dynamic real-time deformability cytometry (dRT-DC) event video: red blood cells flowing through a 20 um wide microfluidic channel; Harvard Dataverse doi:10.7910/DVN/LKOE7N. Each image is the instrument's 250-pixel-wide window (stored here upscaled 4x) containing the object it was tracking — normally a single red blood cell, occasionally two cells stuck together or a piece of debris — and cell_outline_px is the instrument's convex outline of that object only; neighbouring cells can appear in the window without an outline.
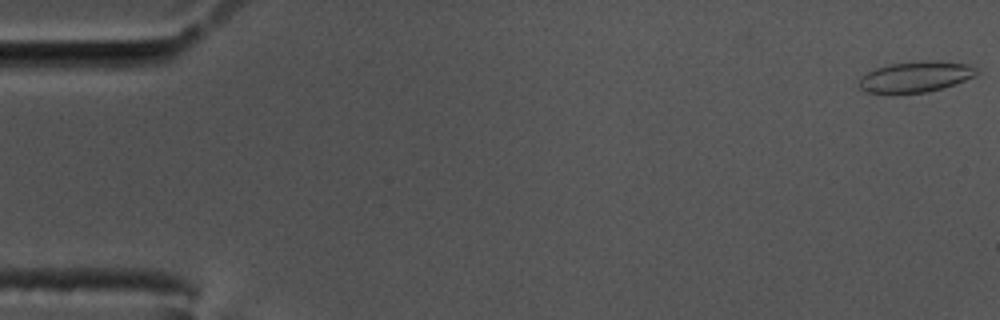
{"species": "common noctule bat (a hibernating species)", "species_latin": "Nyctalus noctula", "temperature_condition": "cold", "stored_images_in_passage": 58, "camera_frame_rate_fps": 3000, "um_per_image_px": 0.085, "animal": {"sex": "male", "body_mass_g": 17.5, "forearm_length_mm": 52.3}, "frame": {"image": 1, "passage_image": 1, "time_ms": 0.0, "image_size_px": [1000, 320], "cell_outline_px": [[980, 68], [976, 76], [956, 84], [924, 92], [892, 96], [868, 92], [860, 88], [860, 80], [868, 72], [876, 68], [892, 64], [924, 60], [940, 60], [964, 64]], "centroid_in_image_um": [77.85, 6.55], "position_along_channel_um": 7.1, "area_um2": 21.5}}
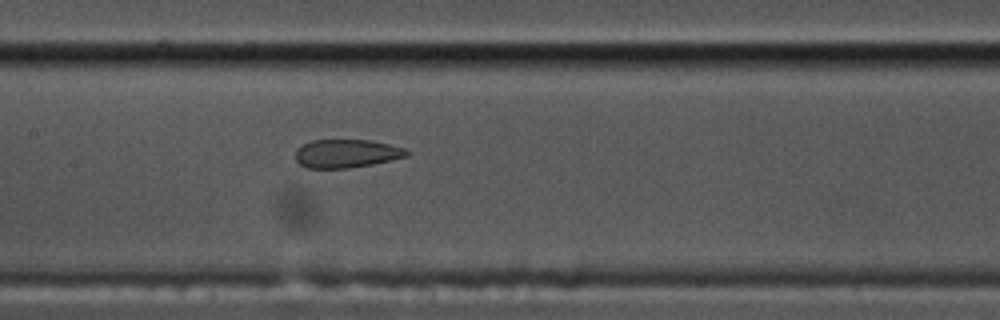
{"frame": {"image": 2, "passage_image": 28, "time_ms": 9.0, "image_size_px": [1000, 320], "cell_outline_px": [[408, 156], [372, 164], [348, 168], [304, 168], [296, 160], [296, 148], [312, 140], [368, 140], [388, 144], [404, 148], [408, 152]], "centroid_in_image_um": [29.41, 13.05], "position_along_channel_um": 178.0, "area_um2": 18.26}}
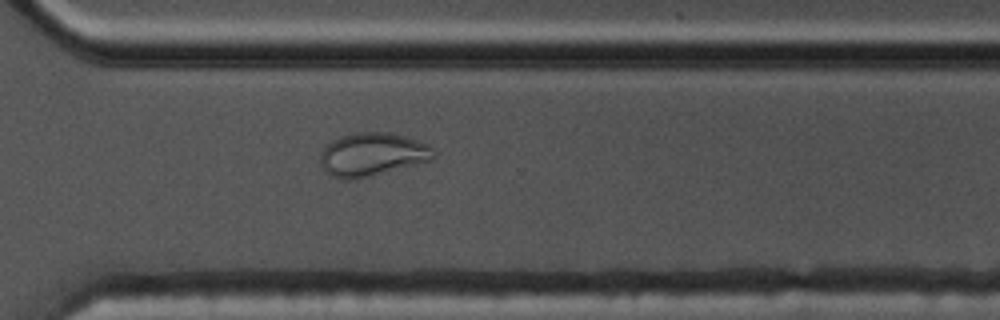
{"frame": {"image": 3, "passage_image": 42, "time_ms": 13.667, "image_size_px": [1000, 320], "cell_outline_px": [[436, 156], [432, 160], [368, 176], [348, 180], [344, 180], [332, 176], [324, 172], [320, 160], [320, 152], [324, 144], [340, 136], [360, 132], [388, 132], [404, 136], [428, 144], [432, 148]], "centroid_in_image_um": [31.59, 13.12], "position_along_channel_um": 339.0, "area_um2": 28.55}, "authors_computed_cell_mechanics": {"area_um2": 21.4149, "velocity_mm_per_s": 3.453, "shape_relaxation_time_tau1_ms": null, "shape_relaxation_time_tau2_ms": 1.2398, "deformation_change_tau1": null, "deformation_change_tau2": 0.0757}}